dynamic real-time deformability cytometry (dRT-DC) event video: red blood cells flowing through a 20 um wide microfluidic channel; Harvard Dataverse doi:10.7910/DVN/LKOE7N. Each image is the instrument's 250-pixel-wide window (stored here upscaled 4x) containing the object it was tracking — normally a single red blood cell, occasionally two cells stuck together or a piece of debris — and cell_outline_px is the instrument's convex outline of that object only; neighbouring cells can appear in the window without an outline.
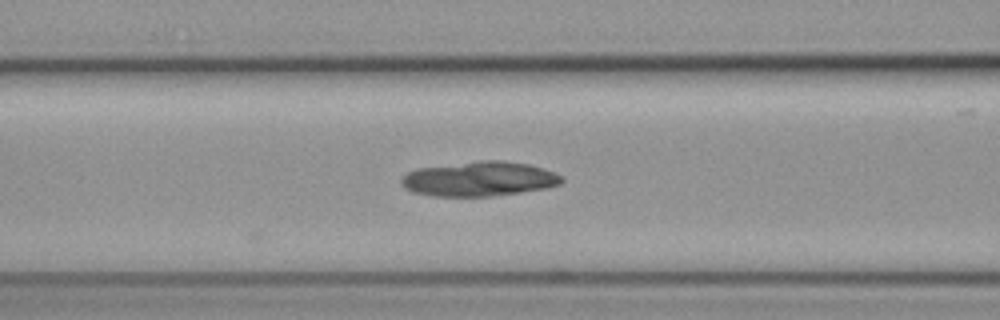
{"species": "common noctule bat (a hibernating species)", "species_latin": "Nyctalus noctula", "temperature_condition": "cold", "stored_images_in_passage": 22, "camera_frame_rate_fps": 3000, "um_per_image_px": 0.085, "animal": {"sex": "female", "body_mass_g": 19.3, "forearm_length_mm": 54.1}, "frame": {"image": 1, "passage_image": 22, "time_ms": 7.0, "image_size_px": [1000, 320], "cell_outline_px": [[564, 180], [560, 184], [548, 188], [492, 196], [432, 196], [412, 192], [404, 188], [400, 184], [400, 180], [408, 172], [416, 168], [484, 160], [500, 160], [528, 164], [544, 168], [560, 176]], "centroid_in_image_um": [40.71, 15.21], "position_along_channel_um": 125.9, "area_um2": 32.37}}